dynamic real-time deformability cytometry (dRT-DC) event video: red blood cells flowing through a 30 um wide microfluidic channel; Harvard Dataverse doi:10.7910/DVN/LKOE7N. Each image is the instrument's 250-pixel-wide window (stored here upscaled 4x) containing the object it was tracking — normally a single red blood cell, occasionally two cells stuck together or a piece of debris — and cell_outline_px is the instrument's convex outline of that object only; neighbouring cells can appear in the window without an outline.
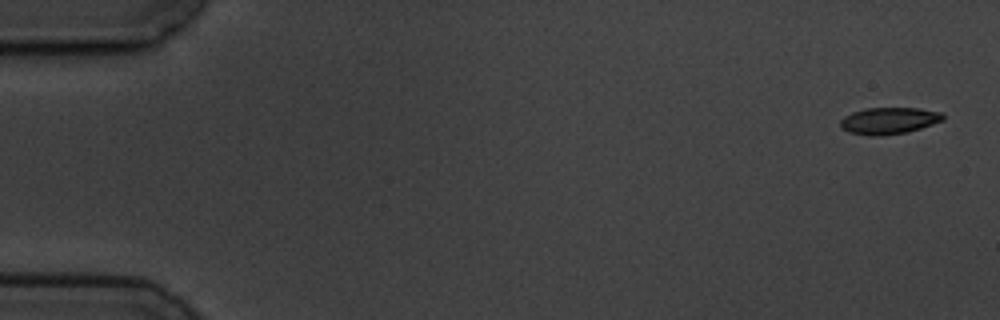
{"species": "common noctule bat (a hibernating species)", "species_latin": "Nyctalus noctula", "temperature_condition": "cold", "stored_images_in_passage": 4, "camera_frame_rate_fps": 3000, "um_per_image_px": 0.085, "animal": {"sex": "male", "body_mass_g": 19.5, "forearm_length_mm": 54.6}, "frame": {"image": 1, "passage_image": 1, "time_ms": 0.0, "image_size_px": [1000, 320], "cell_outline_px": [[944, 120], [908, 132], [880, 136], [872, 136], [848, 132], [840, 128], [840, 120], [844, 116], [852, 112], [864, 108], [920, 108], [944, 112]], "centroid_in_image_um": [75.56, 10.25], "position_along_channel_um": 9.4, "area_um2": 16.18}}
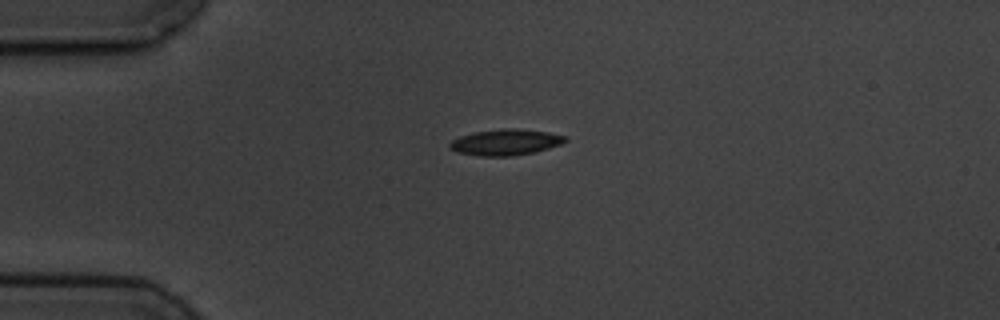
{"frame": {"image": 2, "passage_image": 4, "time_ms": 4.0, "image_size_px": [1000, 320], "cell_outline_px": [[568, 140], [560, 144], [548, 148], [532, 152], [512, 156], [480, 156], [456, 152], [448, 148], [448, 144], [452, 140], [460, 136], [472, 132], [504, 128], [516, 128], [548, 132], [568, 136]], "centroid_in_image_um": [42.94, 12.08], "position_along_channel_um": 42.1, "area_um2": 17.63}}